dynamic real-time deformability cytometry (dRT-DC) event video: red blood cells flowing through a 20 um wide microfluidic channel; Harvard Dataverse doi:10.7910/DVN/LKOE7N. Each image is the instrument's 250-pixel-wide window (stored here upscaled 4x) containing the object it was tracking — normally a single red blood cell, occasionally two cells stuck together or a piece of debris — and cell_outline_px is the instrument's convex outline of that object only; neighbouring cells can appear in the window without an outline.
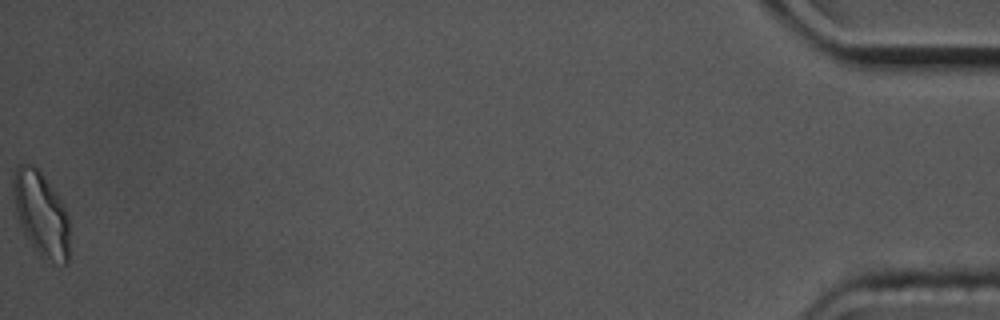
{"species": "common noctule bat (a hibernating species)", "species_latin": "Nyctalus noctula", "temperature_condition": "cold", "stored_images_in_passage": 58, "camera_frame_rate_fps": 3000, "um_per_image_px": 0.085, "animal": {"sex": "male", "body_mass_g": 17.5, "forearm_length_mm": 52.3}, "frame": {"image": 1, "passage_image": 58, "time_ms": 19.0, "image_size_px": [1000, 320], "cell_outline_px": [[68, 260], [64, 264], [44, 260], [40, 256], [24, 232], [20, 224], [16, 212], [12, 196], [12, 176], [16, 164], [32, 164], [44, 176], [60, 196], [64, 204], [68, 216]], "centroid_in_image_um": [3.47, 18.13], "position_along_channel_um": 431.7, "area_um2": 27.92}, "authors_computed_cell_mechanics": {"area_um2": 19.8832, "velocity_mm_per_s": 3.4574, "shape_relaxation_time_tau1_ms": 3.0387, "shape_relaxation_time_tau2_ms": 7.1785, "deformation_change_tau1": 0.1254, "deformation_change_tau2": 0.1323}}